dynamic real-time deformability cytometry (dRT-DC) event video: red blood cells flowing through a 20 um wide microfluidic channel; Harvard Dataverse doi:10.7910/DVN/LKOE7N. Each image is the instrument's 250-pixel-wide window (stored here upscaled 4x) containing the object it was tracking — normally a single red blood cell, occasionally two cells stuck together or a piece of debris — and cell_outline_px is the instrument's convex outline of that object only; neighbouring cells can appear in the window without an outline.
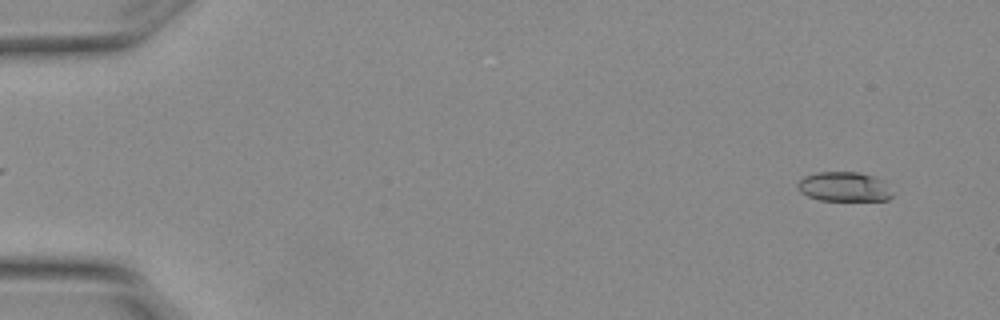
{"species": "Egyptian fruit bat (a non-hibernating species)", "species_latin": "Rousettus aegyptiacus", "temperature_condition": "warm", "stored_images_in_passage": 5, "camera_frame_rate_fps": 3000, "um_per_image_px": 0.085, "animal": {"sex": "female"}, "frame": {"image": 1, "passage_image": 5, "time_ms": 1.333, "image_size_px": [1000, 320], "cell_outline_px": [[892, 196], [888, 200], [820, 200], [808, 196], [800, 192], [796, 184], [804, 176], [816, 172], [860, 172], [884, 180], [892, 192]], "centroid_in_image_um": [71.75, 15.86], "position_along_channel_um": 13.3, "area_um2": 16.36}}